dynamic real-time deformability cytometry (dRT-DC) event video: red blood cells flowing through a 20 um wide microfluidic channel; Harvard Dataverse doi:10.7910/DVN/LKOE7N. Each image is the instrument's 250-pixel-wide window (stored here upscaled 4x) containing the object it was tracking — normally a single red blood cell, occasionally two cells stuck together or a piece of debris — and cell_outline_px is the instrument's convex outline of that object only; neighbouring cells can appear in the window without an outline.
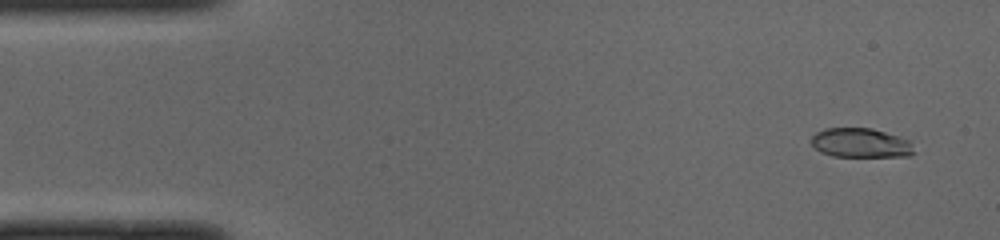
{"species": "common noctule bat (a hibernating species)", "species_latin": "Nyctalus noctula", "temperature_condition": "cold", "stored_images_in_passage": 37, "camera_frame_rate_fps": 3000, "um_per_image_px": 0.085, "animal": {"sex": "male", "body_mass_g": 19.0, "forearm_length_mm": 50.8}, "frame": {"image": 1, "passage_image": 3, "time_ms": 0.667, "image_size_px": [1000, 240], "cell_outline_px": [[916, 152], [908, 156], [832, 156], [820, 152], [812, 144], [812, 136], [816, 132], [824, 128], [872, 128], [912, 140]], "centroid_in_image_um": [73.21, 12.14], "position_along_channel_um": 11.8, "area_um2": 17.74}}
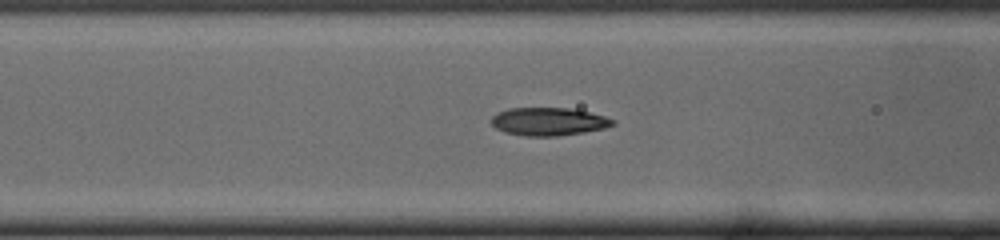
{"frame": {"image": 2, "passage_image": 19, "time_ms": 6.0, "image_size_px": [1000, 240], "cell_outline_px": [[616, 124], [604, 128], [584, 132], [556, 136], [524, 136], [504, 132], [496, 128], [492, 124], [492, 116], [508, 108], [568, 108], [588, 112], [604, 116], [616, 120]], "centroid_in_image_um": [46.64, 10.33], "position_along_channel_um": 120.0, "area_um2": 19.71}}
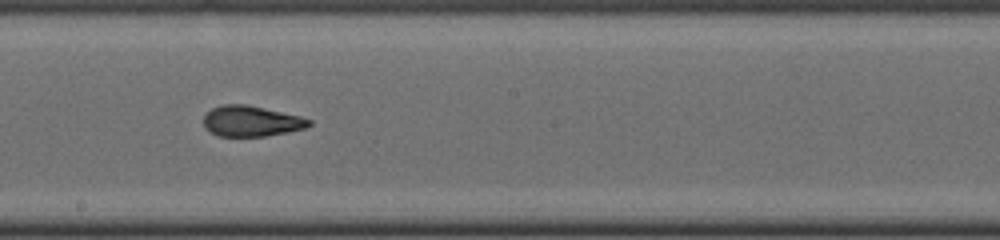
{"frame": {"image": 3, "passage_image": 27, "time_ms": 8.667, "image_size_px": [1000, 240], "cell_outline_px": [[312, 124], [304, 128], [288, 132], [264, 136], [216, 136], [204, 128], [204, 116], [212, 108], [224, 104], [248, 104], [300, 116], [312, 120]], "centroid_in_image_um": [21.35, 10.29], "position_along_channel_um": 226.9, "area_um2": 18.9}}